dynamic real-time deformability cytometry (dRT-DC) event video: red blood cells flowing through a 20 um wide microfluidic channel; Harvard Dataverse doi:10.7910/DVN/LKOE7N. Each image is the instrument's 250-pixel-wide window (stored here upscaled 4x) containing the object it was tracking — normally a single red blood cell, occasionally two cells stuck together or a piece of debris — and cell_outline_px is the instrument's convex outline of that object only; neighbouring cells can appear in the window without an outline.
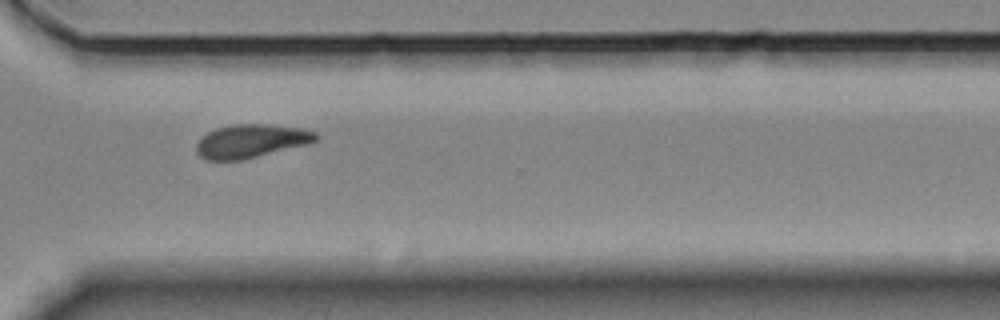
{"species": "Egyptian fruit bat (a non-hibernating species)", "species_latin": "Rousettus aegyptiacus", "temperature_condition": "room temperature", "stored_images_in_passage": 15, "camera_frame_rate_fps": 3000, "um_per_image_px": 0.085, "animal": {"sex": "female"}, "frame": {"image": 1, "passage_image": 11, "time_ms": 12.333, "image_size_px": [1000, 320], "cell_outline_px": [[320, 136], [316, 140], [308, 144], [240, 160], [208, 160], [200, 156], [196, 152], [196, 144], [200, 136], [216, 128], [232, 124], [264, 124], [304, 128], [316, 132]], "centroid_in_image_um": [21.33, 11.98], "position_along_channel_um": 349.3, "area_um2": 23.35}}
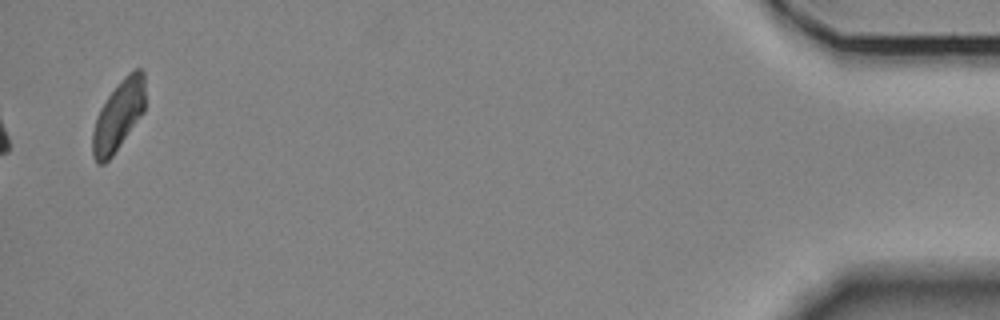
{"frame": {"image": 2, "passage_image": 15, "time_ms": 17.0, "image_size_px": [1000, 320], "cell_outline_px": [[144, 112], [112, 156], [104, 164], [96, 164], [92, 156], [92, 132], [96, 116], [100, 108], [108, 96], [124, 76], [128, 72], [136, 68], [140, 68], [144, 72]], "centroid_in_image_um": [10.05, 9.84], "position_along_channel_um": 425.2, "area_um2": 21.5}, "authors_computed_cell_mechanics": {"area_um2": 22.6576, "velocity_mm_per_s": 3.4592, "shape_relaxation_time_tau1_ms": 2.732, "shape_relaxation_time_tau2_ms": 1.5869, "deformation_change_tau1": 0.0948, "deformation_change_tau2": 0.0584}}